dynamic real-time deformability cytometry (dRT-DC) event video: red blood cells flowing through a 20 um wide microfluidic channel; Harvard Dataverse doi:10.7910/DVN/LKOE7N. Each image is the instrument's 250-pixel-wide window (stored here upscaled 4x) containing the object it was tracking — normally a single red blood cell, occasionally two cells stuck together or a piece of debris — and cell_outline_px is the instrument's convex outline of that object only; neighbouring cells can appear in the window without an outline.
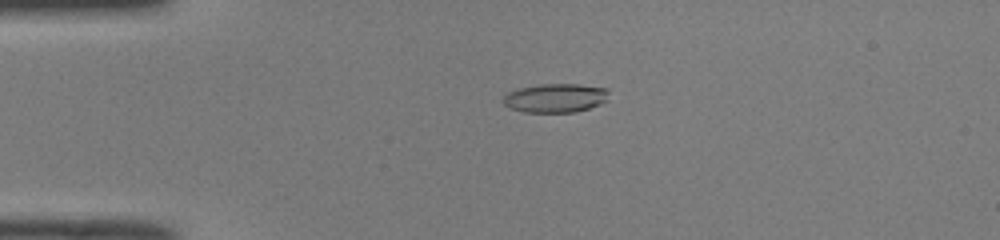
{"species": "common noctule bat (a hibernating species)", "species_latin": "Nyctalus noctula", "temperature_condition": "room temperature", "stored_images_in_passage": 44, "camera_frame_rate_fps": 3000, "um_per_image_px": 0.085, "animal": {"sex": "male", "body_mass_g": 19.0, "forearm_length_mm": 50.8}, "frame": {"image": 1, "passage_image": 5, "time_ms": 1.333, "image_size_px": [1000, 240], "cell_outline_px": [[608, 100], [600, 104], [576, 112], [524, 112], [508, 108], [500, 100], [508, 92], [516, 88], [540, 84], [580, 84], [608, 88]], "centroid_in_image_um": [47.18, 8.32], "position_along_channel_um": 37.8, "area_um2": 18.09}}
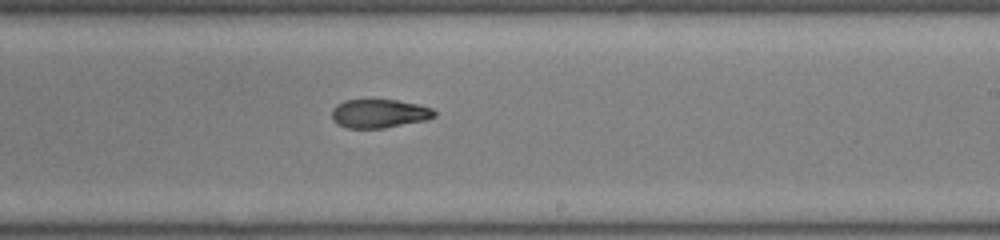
{"frame": {"image": 2, "passage_image": 24, "time_ms": 7.667, "image_size_px": [1000, 240], "cell_outline_px": [[436, 116], [424, 120], [384, 128], [344, 128], [336, 124], [332, 120], [332, 108], [336, 104], [344, 100], [396, 100], [416, 104], [432, 108], [436, 112]], "centroid_in_image_um": [32.18, 9.66], "position_along_channel_um": 256.8, "area_um2": 17.17}}
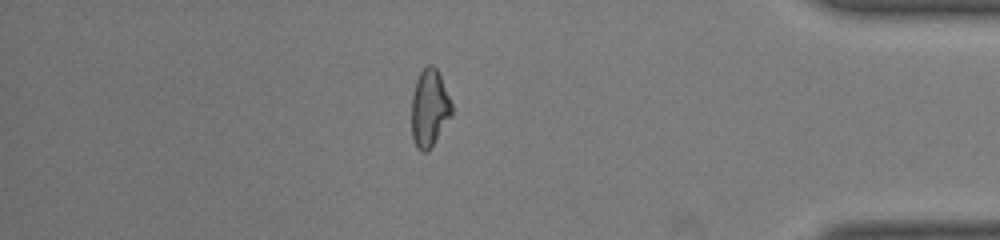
{"frame": {"image": 3, "passage_image": 37, "time_ms": 12.0, "image_size_px": [1000, 240], "cell_outline_px": [[452, 116], [428, 152], [420, 152], [416, 148], [412, 136], [412, 96], [416, 80], [420, 72], [428, 64], [432, 64], [436, 68], [440, 76], [452, 104]], "centroid_in_image_um": [36.5, 9.23], "position_along_channel_um": 398.7, "area_um2": 18.15}, "authors_computed_cell_mechanics": {"area_um2": 18.1492, "velocity_mm_per_s": 4.0289, "shape_relaxation_time_tau1_ms": null, "shape_relaxation_time_tau2_ms": 4.2908, "deformation_change_tau1": null, "deformation_change_tau2": 0.1166}}